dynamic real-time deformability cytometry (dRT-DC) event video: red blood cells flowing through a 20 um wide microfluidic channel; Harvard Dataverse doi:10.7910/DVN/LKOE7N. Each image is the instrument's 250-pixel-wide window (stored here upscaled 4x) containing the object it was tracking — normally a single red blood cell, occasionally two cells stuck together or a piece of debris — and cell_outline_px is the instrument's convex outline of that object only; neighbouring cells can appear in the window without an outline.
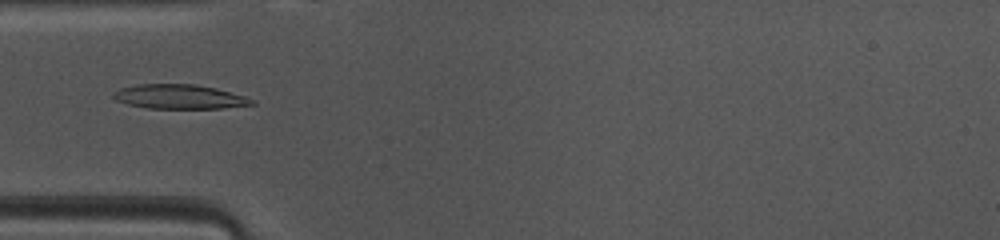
{"species": "common noctule bat (a hibernating species)", "species_latin": "Nyctalus noctula", "temperature_condition": "warm", "stored_images_in_passage": 46, "camera_frame_rate_fps": 3000, "um_per_image_px": 0.085, "animal": {"sex": "female", "body_mass_g": 10.0, "forearm_length_mm": 53.1}, "frame": {"image": 1, "passage_image": 12, "time_ms": 3.667, "image_size_px": [1000, 240], "cell_outline_px": [[256, 104], [224, 108], [148, 108], [128, 104], [116, 100], [112, 96], [112, 92], [120, 88], [136, 84], [196, 84], [216, 88], [244, 96], [256, 100]], "centroid_in_image_um": [15.25, 8.21], "position_along_channel_um": 69.7, "area_um2": 19.71}}
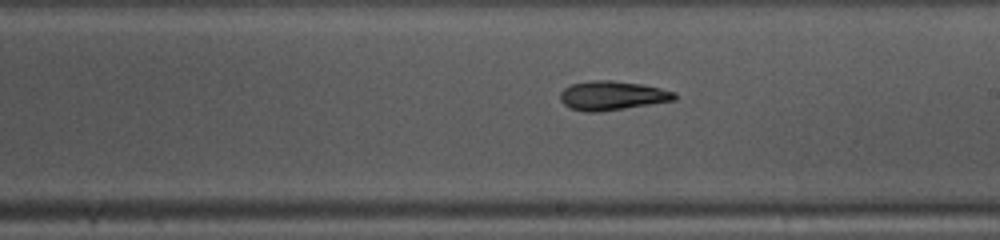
{"frame": {"image": 2, "passage_image": 24, "time_ms": 7.667, "image_size_px": [1000, 240], "cell_outline_px": [[676, 100], [624, 108], [596, 112], [584, 112], [568, 108], [560, 100], [560, 92], [564, 88], [572, 84], [588, 80], [612, 80], [640, 84], [660, 88], [676, 92]], "centroid_in_image_um": [52.0, 8.12], "position_along_channel_um": 237.0, "area_um2": 19.42}}
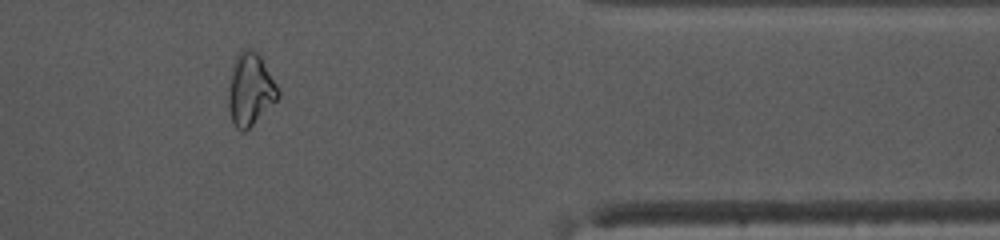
{"frame": {"image": 3, "passage_image": 37, "time_ms": 12.0, "image_size_px": [1000, 240], "cell_outline_px": [[280, 96], [244, 132], [240, 132], [232, 124], [228, 108], [228, 88], [232, 64], [240, 48], [248, 48], [256, 52], [260, 56], [276, 84], [280, 92]], "centroid_in_image_um": [21.23, 7.59], "position_along_channel_um": 390.2, "area_um2": 20.92}, "authors_computed_cell_mechanics": {"area_um2": 19.652, "velocity_mm_per_s": 4.1479, "shape_relaxation_time_tau1_ms": 4.5869, "shape_relaxation_time_tau2_ms": 8.7814, "deformation_change_tau1": 0.1602, "deformation_change_tau2": 0.1716}}